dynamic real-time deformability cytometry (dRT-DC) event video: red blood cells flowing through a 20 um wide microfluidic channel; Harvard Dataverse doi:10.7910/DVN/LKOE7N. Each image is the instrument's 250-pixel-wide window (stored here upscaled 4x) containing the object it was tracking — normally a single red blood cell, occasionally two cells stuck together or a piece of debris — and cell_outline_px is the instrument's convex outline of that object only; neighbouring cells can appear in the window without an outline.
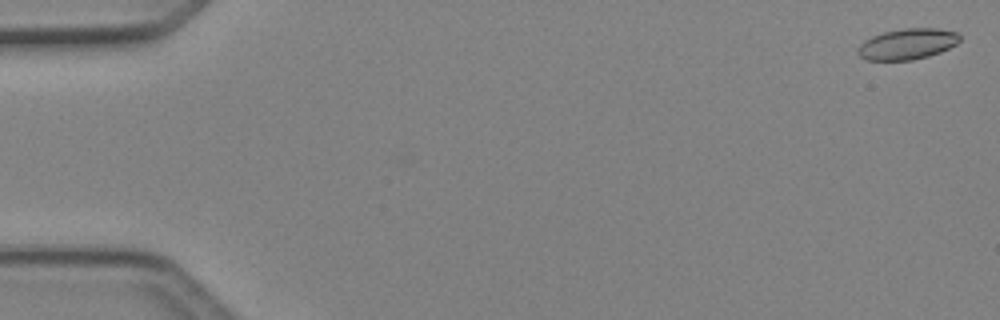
{"species": "Egyptian fruit bat (a non-hibernating species)", "species_latin": "Rousettus aegyptiacus", "temperature_condition": "cold", "stored_images_in_passage": 50, "camera_frame_rate_fps": 3000, "um_per_image_px": 0.085, "animal": {"sex": "female"}, "frame": {"image": 1, "passage_image": 2, "time_ms": 0.333, "image_size_px": [1000, 320], "cell_outline_px": [[960, 40], [956, 44], [940, 52], [928, 56], [912, 60], [864, 60], [856, 52], [860, 44], [864, 40], [872, 36], [884, 32], [904, 28], [936, 28], [956, 32], [960, 36]], "centroid_in_image_um": [77.1, 3.74], "position_along_channel_um": 7.9, "area_um2": 18.32}}
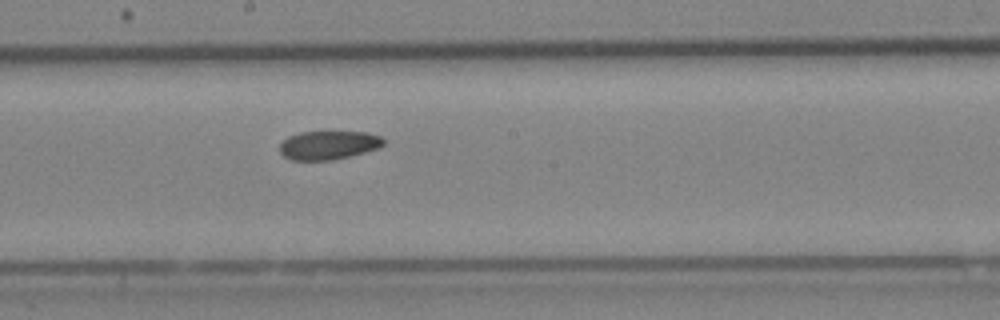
{"frame": {"image": 2, "passage_image": 28, "time_ms": 9.0, "image_size_px": [1000, 320], "cell_outline_px": [[384, 144], [380, 148], [332, 160], [292, 160], [284, 156], [280, 152], [280, 144], [288, 136], [300, 132], [368, 132], [380, 136], [384, 140]], "centroid_in_image_um": [27.93, 12.33], "position_along_channel_um": 220.3, "area_um2": 17.28}}
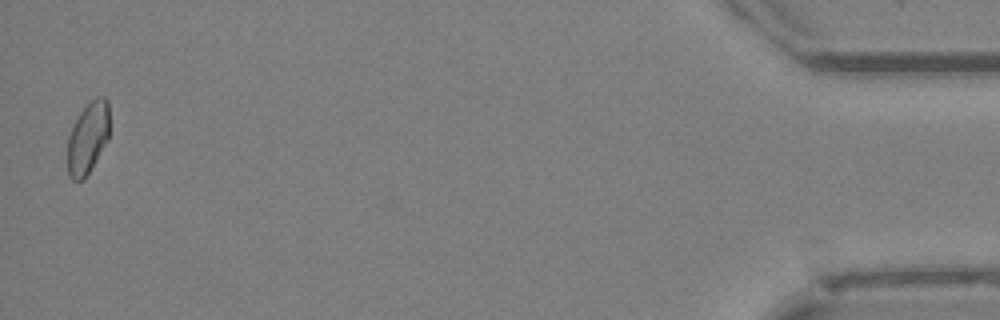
{"frame": {"image": 3, "passage_image": 49, "time_ms": 16.0, "image_size_px": [1000, 320], "cell_outline_px": [[108, 140], [84, 180], [72, 180], [68, 176], [68, 136], [80, 112], [96, 96], [104, 96], [108, 100]], "centroid_in_image_um": [7.46, 11.73], "position_along_channel_um": 427.7, "area_um2": 17.34}, "authors_computed_cell_mechanics": {"area_um2": 18.3226, "velocity_mm_per_s": 4.2312, "shape_relaxation_time_tau1_ms": 9.7167, "shape_relaxation_time_tau2_ms": null, "deformation_change_tau1": 0.1318, "deformation_change_tau2": null}}